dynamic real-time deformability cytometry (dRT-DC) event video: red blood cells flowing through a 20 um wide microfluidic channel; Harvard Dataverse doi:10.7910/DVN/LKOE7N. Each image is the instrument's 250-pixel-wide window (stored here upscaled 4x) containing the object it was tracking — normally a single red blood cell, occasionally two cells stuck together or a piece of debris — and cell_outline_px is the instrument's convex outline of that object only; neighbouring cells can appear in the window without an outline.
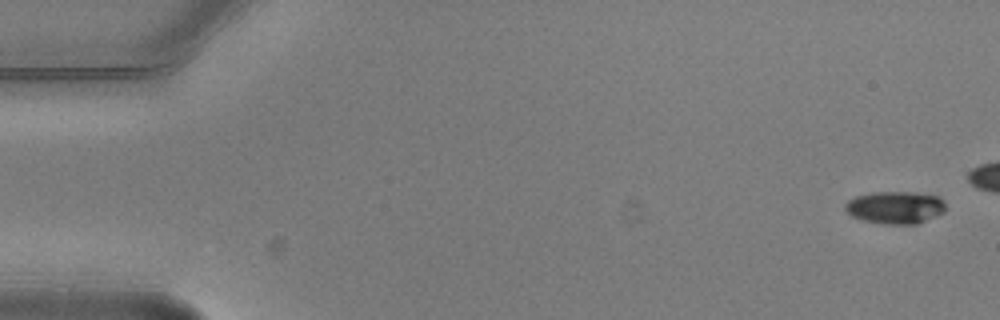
{"species": "common noctule bat (a hibernating species)", "species_latin": "Nyctalus noctula", "temperature_condition": "warm", "stored_images_in_passage": 5, "camera_frame_rate_fps": 3000, "um_per_image_px": 0.085, "animal": {"sex": "male", "body_mass_g": 20.5, "forearm_length_mm": 52.5}, "frame": {"image": 1, "passage_image": 1, "time_ms": 0.0, "image_size_px": [1000, 320], "cell_outline_px": [[944, 212], [916, 224], [884, 224], [864, 220], [852, 216], [844, 208], [844, 204], [848, 200], [856, 196], [872, 192], [916, 192], [940, 196], [944, 200]], "centroid_in_image_um": [76.09, 17.62], "position_along_channel_um": 8.9, "area_um2": 19.02}}
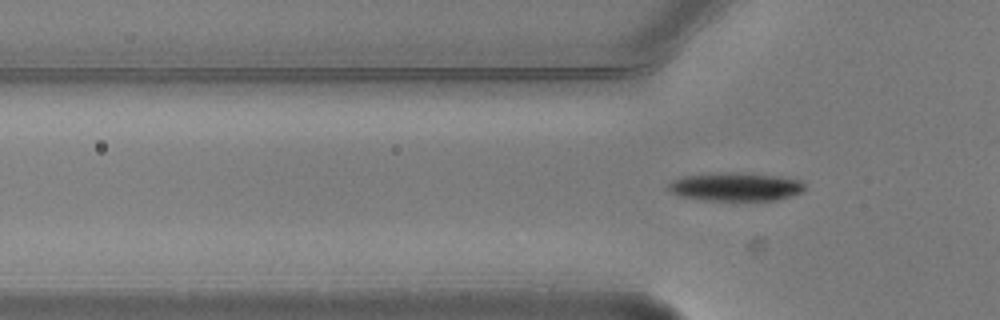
{"frame": {"image": 2, "passage_image": 5, "time_ms": 1.333, "image_size_px": [1000, 320], "cell_outline_px": [[804, 192], [792, 196], [776, 200], [708, 200], [680, 196], [672, 192], [668, 188], [668, 184], [672, 180], [684, 176], [720, 172], [732, 172], [780, 176], [800, 180], [804, 184]], "centroid_in_image_um": [62.56, 15.87], "position_along_channel_um": 63.2, "area_um2": 22.54}}